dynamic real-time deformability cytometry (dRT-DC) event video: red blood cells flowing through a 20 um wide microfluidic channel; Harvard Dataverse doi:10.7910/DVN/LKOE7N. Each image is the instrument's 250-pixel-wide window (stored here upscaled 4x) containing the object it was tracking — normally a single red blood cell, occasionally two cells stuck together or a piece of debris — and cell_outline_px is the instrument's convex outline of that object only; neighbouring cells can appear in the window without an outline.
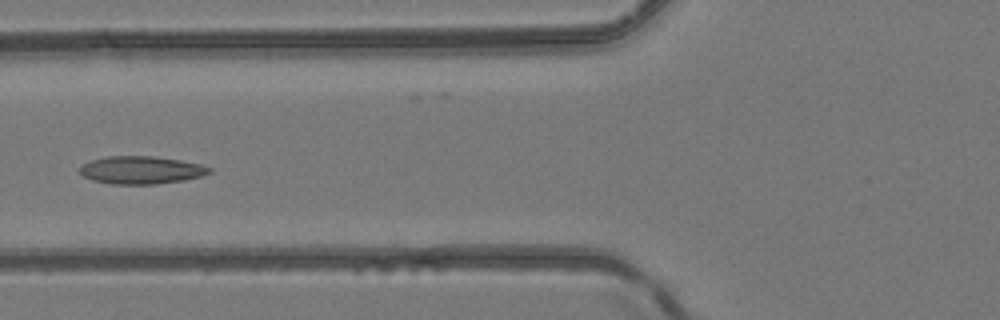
{"species": "common noctule bat (a hibernating species)", "species_latin": "Nyctalus noctula", "temperature_condition": "room temperature", "stored_images_in_passage": 7, "camera_frame_rate_fps": 3000, "um_per_image_px": 0.085, "animal": {"sex": "female", "body_mass_g": 24.6, "forearm_length_mm": 56.2}, "frame": {"image": 1, "passage_image": 7, "time_ms": 6.667, "image_size_px": [1000, 320], "cell_outline_px": [[212, 172], [200, 176], [184, 180], [156, 184], [112, 184], [92, 180], [84, 176], [80, 172], [80, 168], [84, 164], [92, 160], [108, 156], [152, 156], [180, 160], [200, 164], [212, 168]], "centroid_in_image_um": [12.02, 14.45], "position_along_channel_um": 113.8, "area_um2": 20.81}}